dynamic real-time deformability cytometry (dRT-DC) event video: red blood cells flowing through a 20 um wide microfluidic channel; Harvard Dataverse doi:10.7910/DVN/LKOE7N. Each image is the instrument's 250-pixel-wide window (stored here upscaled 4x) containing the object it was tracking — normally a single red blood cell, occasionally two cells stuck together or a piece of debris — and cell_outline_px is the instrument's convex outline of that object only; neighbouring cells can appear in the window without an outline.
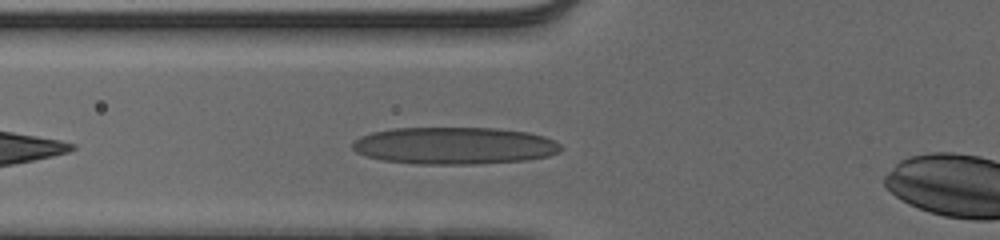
{"species": "human", "species_latin": "Homo sapiens", "temperature_condition": "cold", "stored_images_in_passage": 6, "camera_frame_rate_fps": 3000, "um_per_image_px": 0.085, "donor": {"sex": "male"}, "frame": {"image": 1, "passage_image": 4, "time_ms": 1.0, "image_size_px": [1000, 240], "cell_outline_px": [[564, 148], [560, 152], [548, 156], [528, 160], [476, 164], [416, 164], [380, 160], [356, 152], [352, 148], [352, 144], [360, 136], [372, 132], [392, 128], [496, 128], [528, 132], [544, 136], [560, 144]], "centroid_in_image_um": [38.64, 12.38], "position_along_channel_um": 87.2, "area_um2": 45.37}}